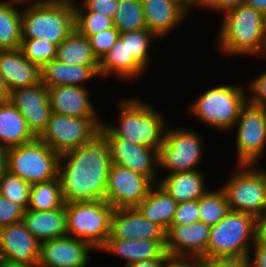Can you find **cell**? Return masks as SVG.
I'll return each instance as SVG.
<instances>
[{
	"label": "cell",
	"instance_id": "cell-1",
	"mask_svg": "<svg viewBox=\"0 0 266 267\" xmlns=\"http://www.w3.org/2000/svg\"><path fill=\"white\" fill-rule=\"evenodd\" d=\"M63 160L67 161L64 166ZM111 165L110 151L101 134L61 154L58 177L64 203L105 200Z\"/></svg>",
	"mask_w": 266,
	"mask_h": 267
},
{
	"label": "cell",
	"instance_id": "cell-2",
	"mask_svg": "<svg viewBox=\"0 0 266 267\" xmlns=\"http://www.w3.org/2000/svg\"><path fill=\"white\" fill-rule=\"evenodd\" d=\"M119 107L118 126L102 123L100 134L104 138H124L159 150L167 129L161 113L141 99H122Z\"/></svg>",
	"mask_w": 266,
	"mask_h": 267
},
{
	"label": "cell",
	"instance_id": "cell-3",
	"mask_svg": "<svg viewBox=\"0 0 266 267\" xmlns=\"http://www.w3.org/2000/svg\"><path fill=\"white\" fill-rule=\"evenodd\" d=\"M218 34L225 55H266V16L251 6L241 4L224 13Z\"/></svg>",
	"mask_w": 266,
	"mask_h": 267
},
{
	"label": "cell",
	"instance_id": "cell-4",
	"mask_svg": "<svg viewBox=\"0 0 266 267\" xmlns=\"http://www.w3.org/2000/svg\"><path fill=\"white\" fill-rule=\"evenodd\" d=\"M22 9V38L44 39L57 46L75 29L74 5L26 3Z\"/></svg>",
	"mask_w": 266,
	"mask_h": 267
},
{
	"label": "cell",
	"instance_id": "cell-5",
	"mask_svg": "<svg viewBox=\"0 0 266 267\" xmlns=\"http://www.w3.org/2000/svg\"><path fill=\"white\" fill-rule=\"evenodd\" d=\"M257 240V218L232 211L210 228L207 258L248 257ZM252 241V243H251Z\"/></svg>",
	"mask_w": 266,
	"mask_h": 267
},
{
	"label": "cell",
	"instance_id": "cell-6",
	"mask_svg": "<svg viewBox=\"0 0 266 267\" xmlns=\"http://www.w3.org/2000/svg\"><path fill=\"white\" fill-rule=\"evenodd\" d=\"M247 97L240 85H221L207 90L189 109L206 125L227 132L234 128Z\"/></svg>",
	"mask_w": 266,
	"mask_h": 267
},
{
	"label": "cell",
	"instance_id": "cell-7",
	"mask_svg": "<svg viewBox=\"0 0 266 267\" xmlns=\"http://www.w3.org/2000/svg\"><path fill=\"white\" fill-rule=\"evenodd\" d=\"M60 155L44 141L31 142L8 148V171L34 185L58 177Z\"/></svg>",
	"mask_w": 266,
	"mask_h": 267
},
{
	"label": "cell",
	"instance_id": "cell-8",
	"mask_svg": "<svg viewBox=\"0 0 266 267\" xmlns=\"http://www.w3.org/2000/svg\"><path fill=\"white\" fill-rule=\"evenodd\" d=\"M70 237L90 244L97 251L110 236L114 208L105 200L64 203Z\"/></svg>",
	"mask_w": 266,
	"mask_h": 267
},
{
	"label": "cell",
	"instance_id": "cell-9",
	"mask_svg": "<svg viewBox=\"0 0 266 267\" xmlns=\"http://www.w3.org/2000/svg\"><path fill=\"white\" fill-rule=\"evenodd\" d=\"M238 167L240 170L222 187L230 210L258 218L266 211V171L253 168V165Z\"/></svg>",
	"mask_w": 266,
	"mask_h": 267
},
{
	"label": "cell",
	"instance_id": "cell-10",
	"mask_svg": "<svg viewBox=\"0 0 266 267\" xmlns=\"http://www.w3.org/2000/svg\"><path fill=\"white\" fill-rule=\"evenodd\" d=\"M102 123L98 118H76L52 112L38 138L61 155L91 142L100 134Z\"/></svg>",
	"mask_w": 266,
	"mask_h": 267
},
{
	"label": "cell",
	"instance_id": "cell-11",
	"mask_svg": "<svg viewBox=\"0 0 266 267\" xmlns=\"http://www.w3.org/2000/svg\"><path fill=\"white\" fill-rule=\"evenodd\" d=\"M190 129L169 128L165 132L159 149V168L169 174L200 170L197 165L202 160L203 141Z\"/></svg>",
	"mask_w": 266,
	"mask_h": 267
},
{
	"label": "cell",
	"instance_id": "cell-12",
	"mask_svg": "<svg viewBox=\"0 0 266 267\" xmlns=\"http://www.w3.org/2000/svg\"><path fill=\"white\" fill-rule=\"evenodd\" d=\"M237 124L238 165H254L265 152L266 110L247 101L240 111Z\"/></svg>",
	"mask_w": 266,
	"mask_h": 267
},
{
	"label": "cell",
	"instance_id": "cell-13",
	"mask_svg": "<svg viewBox=\"0 0 266 267\" xmlns=\"http://www.w3.org/2000/svg\"><path fill=\"white\" fill-rule=\"evenodd\" d=\"M153 185L148 177L112 164L107 179L105 201L114 209L136 208L146 198Z\"/></svg>",
	"mask_w": 266,
	"mask_h": 267
},
{
	"label": "cell",
	"instance_id": "cell-14",
	"mask_svg": "<svg viewBox=\"0 0 266 267\" xmlns=\"http://www.w3.org/2000/svg\"><path fill=\"white\" fill-rule=\"evenodd\" d=\"M40 242L23 221L0 228V259L2 267L38 265Z\"/></svg>",
	"mask_w": 266,
	"mask_h": 267
},
{
	"label": "cell",
	"instance_id": "cell-15",
	"mask_svg": "<svg viewBox=\"0 0 266 267\" xmlns=\"http://www.w3.org/2000/svg\"><path fill=\"white\" fill-rule=\"evenodd\" d=\"M9 101L24 117L28 129L38 138L52 113L48 88L39 83L10 92Z\"/></svg>",
	"mask_w": 266,
	"mask_h": 267
},
{
	"label": "cell",
	"instance_id": "cell-16",
	"mask_svg": "<svg viewBox=\"0 0 266 267\" xmlns=\"http://www.w3.org/2000/svg\"><path fill=\"white\" fill-rule=\"evenodd\" d=\"M107 142L112 164L128 168L136 173L148 177L157 184L154 169H159V150L135 144L124 138H104Z\"/></svg>",
	"mask_w": 266,
	"mask_h": 267
},
{
	"label": "cell",
	"instance_id": "cell-17",
	"mask_svg": "<svg viewBox=\"0 0 266 267\" xmlns=\"http://www.w3.org/2000/svg\"><path fill=\"white\" fill-rule=\"evenodd\" d=\"M90 244L69 235L40 243L41 267H86Z\"/></svg>",
	"mask_w": 266,
	"mask_h": 267
},
{
	"label": "cell",
	"instance_id": "cell-18",
	"mask_svg": "<svg viewBox=\"0 0 266 267\" xmlns=\"http://www.w3.org/2000/svg\"><path fill=\"white\" fill-rule=\"evenodd\" d=\"M210 226L201 221L187 225H171L166 231L168 255L207 258Z\"/></svg>",
	"mask_w": 266,
	"mask_h": 267
},
{
	"label": "cell",
	"instance_id": "cell-19",
	"mask_svg": "<svg viewBox=\"0 0 266 267\" xmlns=\"http://www.w3.org/2000/svg\"><path fill=\"white\" fill-rule=\"evenodd\" d=\"M107 239L166 240V231L136 208L114 209Z\"/></svg>",
	"mask_w": 266,
	"mask_h": 267
},
{
	"label": "cell",
	"instance_id": "cell-20",
	"mask_svg": "<svg viewBox=\"0 0 266 267\" xmlns=\"http://www.w3.org/2000/svg\"><path fill=\"white\" fill-rule=\"evenodd\" d=\"M146 28L158 39L182 23L191 10L181 0H141ZM181 21V22H180Z\"/></svg>",
	"mask_w": 266,
	"mask_h": 267
},
{
	"label": "cell",
	"instance_id": "cell-21",
	"mask_svg": "<svg viewBox=\"0 0 266 267\" xmlns=\"http://www.w3.org/2000/svg\"><path fill=\"white\" fill-rule=\"evenodd\" d=\"M0 73L10 92L41 81L40 67L28 60L20 48L0 50Z\"/></svg>",
	"mask_w": 266,
	"mask_h": 267
},
{
	"label": "cell",
	"instance_id": "cell-22",
	"mask_svg": "<svg viewBox=\"0 0 266 267\" xmlns=\"http://www.w3.org/2000/svg\"><path fill=\"white\" fill-rule=\"evenodd\" d=\"M52 112L76 118H98L86 87L65 85L48 88Z\"/></svg>",
	"mask_w": 266,
	"mask_h": 267
},
{
	"label": "cell",
	"instance_id": "cell-23",
	"mask_svg": "<svg viewBox=\"0 0 266 267\" xmlns=\"http://www.w3.org/2000/svg\"><path fill=\"white\" fill-rule=\"evenodd\" d=\"M165 243L166 240L107 239L98 251L127 259L128 266L137 261L166 258Z\"/></svg>",
	"mask_w": 266,
	"mask_h": 267
},
{
	"label": "cell",
	"instance_id": "cell-24",
	"mask_svg": "<svg viewBox=\"0 0 266 267\" xmlns=\"http://www.w3.org/2000/svg\"><path fill=\"white\" fill-rule=\"evenodd\" d=\"M41 82L47 87L73 85L85 87V83L99 76V66L70 65L53 59L40 68Z\"/></svg>",
	"mask_w": 266,
	"mask_h": 267
},
{
	"label": "cell",
	"instance_id": "cell-25",
	"mask_svg": "<svg viewBox=\"0 0 266 267\" xmlns=\"http://www.w3.org/2000/svg\"><path fill=\"white\" fill-rule=\"evenodd\" d=\"M22 221L40 243L68 235L65 204L52 211L27 209Z\"/></svg>",
	"mask_w": 266,
	"mask_h": 267
},
{
	"label": "cell",
	"instance_id": "cell-26",
	"mask_svg": "<svg viewBox=\"0 0 266 267\" xmlns=\"http://www.w3.org/2000/svg\"><path fill=\"white\" fill-rule=\"evenodd\" d=\"M200 170L169 174L158 184L178 203L199 200L209 190L205 188V178Z\"/></svg>",
	"mask_w": 266,
	"mask_h": 267
},
{
	"label": "cell",
	"instance_id": "cell-27",
	"mask_svg": "<svg viewBox=\"0 0 266 267\" xmlns=\"http://www.w3.org/2000/svg\"><path fill=\"white\" fill-rule=\"evenodd\" d=\"M158 38L148 29L125 31L119 39L125 42L127 50V79L138 77L148 65V48L153 39Z\"/></svg>",
	"mask_w": 266,
	"mask_h": 267
},
{
	"label": "cell",
	"instance_id": "cell-28",
	"mask_svg": "<svg viewBox=\"0 0 266 267\" xmlns=\"http://www.w3.org/2000/svg\"><path fill=\"white\" fill-rule=\"evenodd\" d=\"M35 138L24 117L9 99L0 101V143L11 148L31 142Z\"/></svg>",
	"mask_w": 266,
	"mask_h": 267
},
{
	"label": "cell",
	"instance_id": "cell-29",
	"mask_svg": "<svg viewBox=\"0 0 266 267\" xmlns=\"http://www.w3.org/2000/svg\"><path fill=\"white\" fill-rule=\"evenodd\" d=\"M177 206L178 202L157 183L153 185L136 209L148 220L167 231L171 226Z\"/></svg>",
	"mask_w": 266,
	"mask_h": 267
},
{
	"label": "cell",
	"instance_id": "cell-30",
	"mask_svg": "<svg viewBox=\"0 0 266 267\" xmlns=\"http://www.w3.org/2000/svg\"><path fill=\"white\" fill-rule=\"evenodd\" d=\"M56 59L70 65L99 66L88 37L76 29L57 46Z\"/></svg>",
	"mask_w": 266,
	"mask_h": 267
},
{
	"label": "cell",
	"instance_id": "cell-31",
	"mask_svg": "<svg viewBox=\"0 0 266 267\" xmlns=\"http://www.w3.org/2000/svg\"><path fill=\"white\" fill-rule=\"evenodd\" d=\"M20 2L0 1V50L20 48L22 42V11Z\"/></svg>",
	"mask_w": 266,
	"mask_h": 267
},
{
	"label": "cell",
	"instance_id": "cell-32",
	"mask_svg": "<svg viewBox=\"0 0 266 267\" xmlns=\"http://www.w3.org/2000/svg\"><path fill=\"white\" fill-rule=\"evenodd\" d=\"M64 205L59 177L32 185L29 210L52 211Z\"/></svg>",
	"mask_w": 266,
	"mask_h": 267
},
{
	"label": "cell",
	"instance_id": "cell-33",
	"mask_svg": "<svg viewBox=\"0 0 266 267\" xmlns=\"http://www.w3.org/2000/svg\"><path fill=\"white\" fill-rule=\"evenodd\" d=\"M230 212L224 190L208 191L199 199L200 221L212 227Z\"/></svg>",
	"mask_w": 266,
	"mask_h": 267
},
{
	"label": "cell",
	"instance_id": "cell-34",
	"mask_svg": "<svg viewBox=\"0 0 266 267\" xmlns=\"http://www.w3.org/2000/svg\"><path fill=\"white\" fill-rule=\"evenodd\" d=\"M113 24L120 33L147 29L141 0H119Z\"/></svg>",
	"mask_w": 266,
	"mask_h": 267
},
{
	"label": "cell",
	"instance_id": "cell-35",
	"mask_svg": "<svg viewBox=\"0 0 266 267\" xmlns=\"http://www.w3.org/2000/svg\"><path fill=\"white\" fill-rule=\"evenodd\" d=\"M78 6L74 5L75 29L80 34L91 36L114 27L111 17L100 12L87 11L80 3Z\"/></svg>",
	"mask_w": 266,
	"mask_h": 267
},
{
	"label": "cell",
	"instance_id": "cell-36",
	"mask_svg": "<svg viewBox=\"0 0 266 267\" xmlns=\"http://www.w3.org/2000/svg\"><path fill=\"white\" fill-rule=\"evenodd\" d=\"M31 188V184L8 170L0 177V194L25 211L30 203Z\"/></svg>",
	"mask_w": 266,
	"mask_h": 267
},
{
	"label": "cell",
	"instance_id": "cell-37",
	"mask_svg": "<svg viewBox=\"0 0 266 267\" xmlns=\"http://www.w3.org/2000/svg\"><path fill=\"white\" fill-rule=\"evenodd\" d=\"M116 74L127 80V50L125 42L118 39L112 48L99 60V76Z\"/></svg>",
	"mask_w": 266,
	"mask_h": 267
},
{
	"label": "cell",
	"instance_id": "cell-38",
	"mask_svg": "<svg viewBox=\"0 0 266 267\" xmlns=\"http://www.w3.org/2000/svg\"><path fill=\"white\" fill-rule=\"evenodd\" d=\"M20 49L28 60L40 68L56 59L57 45L44 39L22 38Z\"/></svg>",
	"mask_w": 266,
	"mask_h": 267
},
{
	"label": "cell",
	"instance_id": "cell-39",
	"mask_svg": "<svg viewBox=\"0 0 266 267\" xmlns=\"http://www.w3.org/2000/svg\"><path fill=\"white\" fill-rule=\"evenodd\" d=\"M120 32L113 27L98 34L87 36L94 54L100 60L119 39Z\"/></svg>",
	"mask_w": 266,
	"mask_h": 267
},
{
	"label": "cell",
	"instance_id": "cell-40",
	"mask_svg": "<svg viewBox=\"0 0 266 267\" xmlns=\"http://www.w3.org/2000/svg\"><path fill=\"white\" fill-rule=\"evenodd\" d=\"M199 200L178 203L171 225H187L200 221Z\"/></svg>",
	"mask_w": 266,
	"mask_h": 267
},
{
	"label": "cell",
	"instance_id": "cell-41",
	"mask_svg": "<svg viewBox=\"0 0 266 267\" xmlns=\"http://www.w3.org/2000/svg\"><path fill=\"white\" fill-rule=\"evenodd\" d=\"M25 210L0 194V228L21 222Z\"/></svg>",
	"mask_w": 266,
	"mask_h": 267
},
{
	"label": "cell",
	"instance_id": "cell-42",
	"mask_svg": "<svg viewBox=\"0 0 266 267\" xmlns=\"http://www.w3.org/2000/svg\"><path fill=\"white\" fill-rule=\"evenodd\" d=\"M248 102L266 110V71L251 81ZM252 96V97H251Z\"/></svg>",
	"mask_w": 266,
	"mask_h": 267
},
{
	"label": "cell",
	"instance_id": "cell-43",
	"mask_svg": "<svg viewBox=\"0 0 266 267\" xmlns=\"http://www.w3.org/2000/svg\"><path fill=\"white\" fill-rule=\"evenodd\" d=\"M119 0H82L80 3L87 11L100 12L114 18Z\"/></svg>",
	"mask_w": 266,
	"mask_h": 267
},
{
	"label": "cell",
	"instance_id": "cell-44",
	"mask_svg": "<svg viewBox=\"0 0 266 267\" xmlns=\"http://www.w3.org/2000/svg\"><path fill=\"white\" fill-rule=\"evenodd\" d=\"M202 267H250L248 257H217L202 259Z\"/></svg>",
	"mask_w": 266,
	"mask_h": 267
},
{
	"label": "cell",
	"instance_id": "cell-45",
	"mask_svg": "<svg viewBox=\"0 0 266 267\" xmlns=\"http://www.w3.org/2000/svg\"><path fill=\"white\" fill-rule=\"evenodd\" d=\"M244 0H199L194 7L196 6H202L207 8H210L211 10H214L217 12H223L233 9L235 7H238L239 5L243 4Z\"/></svg>",
	"mask_w": 266,
	"mask_h": 267
},
{
	"label": "cell",
	"instance_id": "cell-46",
	"mask_svg": "<svg viewBox=\"0 0 266 267\" xmlns=\"http://www.w3.org/2000/svg\"><path fill=\"white\" fill-rule=\"evenodd\" d=\"M164 267H202V259L167 254Z\"/></svg>",
	"mask_w": 266,
	"mask_h": 267
},
{
	"label": "cell",
	"instance_id": "cell-47",
	"mask_svg": "<svg viewBox=\"0 0 266 267\" xmlns=\"http://www.w3.org/2000/svg\"><path fill=\"white\" fill-rule=\"evenodd\" d=\"M253 244V260H251L252 256H248L250 267H266V245L259 242L258 240H256Z\"/></svg>",
	"mask_w": 266,
	"mask_h": 267
},
{
	"label": "cell",
	"instance_id": "cell-48",
	"mask_svg": "<svg viewBox=\"0 0 266 267\" xmlns=\"http://www.w3.org/2000/svg\"><path fill=\"white\" fill-rule=\"evenodd\" d=\"M257 240L266 245V211L257 218Z\"/></svg>",
	"mask_w": 266,
	"mask_h": 267
},
{
	"label": "cell",
	"instance_id": "cell-49",
	"mask_svg": "<svg viewBox=\"0 0 266 267\" xmlns=\"http://www.w3.org/2000/svg\"><path fill=\"white\" fill-rule=\"evenodd\" d=\"M166 258L137 261L125 267H164Z\"/></svg>",
	"mask_w": 266,
	"mask_h": 267
},
{
	"label": "cell",
	"instance_id": "cell-50",
	"mask_svg": "<svg viewBox=\"0 0 266 267\" xmlns=\"http://www.w3.org/2000/svg\"><path fill=\"white\" fill-rule=\"evenodd\" d=\"M7 152L8 148L0 143V177L8 170Z\"/></svg>",
	"mask_w": 266,
	"mask_h": 267
},
{
	"label": "cell",
	"instance_id": "cell-51",
	"mask_svg": "<svg viewBox=\"0 0 266 267\" xmlns=\"http://www.w3.org/2000/svg\"><path fill=\"white\" fill-rule=\"evenodd\" d=\"M244 4L251 6L266 16V0H244Z\"/></svg>",
	"mask_w": 266,
	"mask_h": 267
},
{
	"label": "cell",
	"instance_id": "cell-52",
	"mask_svg": "<svg viewBox=\"0 0 266 267\" xmlns=\"http://www.w3.org/2000/svg\"><path fill=\"white\" fill-rule=\"evenodd\" d=\"M10 96V91L8 90L4 78L0 73V101L8 100Z\"/></svg>",
	"mask_w": 266,
	"mask_h": 267
},
{
	"label": "cell",
	"instance_id": "cell-53",
	"mask_svg": "<svg viewBox=\"0 0 266 267\" xmlns=\"http://www.w3.org/2000/svg\"><path fill=\"white\" fill-rule=\"evenodd\" d=\"M46 2H48V3L75 5V4H73L72 0H46Z\"/></svg>",
	"mask_w": 266,
	"mask_h": 267
},
{
	"label": "cell",
	"instance_id": "cell-54",
	"mask_svg": "<svg viewBox=\"0 0 266 267\" xmlns=\"http://www.w3.org/2000/svg\"><path fill=\"white\" fill-rule=\"evenodd\" d=\"M15 2H20L24 5L25 2L30 3V2H46V0H12Z\"/></svg>",
	"mask_w": 266,
	"mask_h": 267
},
{
	"label": "cell",
	"instance_id": "cell-55",
	"mask_svg": "<svg viewBox=\"0 0 266 267\" xmlns=\"http://www.w3.org/2000/svg\"><path fill=\"white\" fill-rule=\"evenodd\" d=\"M199 0H185V4L191 9Z\"/></svg>",
	"mask_w": 266,
	"mask_h": 267
},
{
	"label": "cell",
	"instance_id": "cell-56",
	"mask_svg": "<svg viewBox=\"0 0 266 267\" xmlns=\"http://www.w3.org/2000/svg\"><path fill=\"white\" fill-rule=\"evenodd\" d=\"M26 267H41V266H39V265H36V266H26Z\"/></svg>",
	"mask_w": 266,
	"mask_h": 267
}]
</instances>
